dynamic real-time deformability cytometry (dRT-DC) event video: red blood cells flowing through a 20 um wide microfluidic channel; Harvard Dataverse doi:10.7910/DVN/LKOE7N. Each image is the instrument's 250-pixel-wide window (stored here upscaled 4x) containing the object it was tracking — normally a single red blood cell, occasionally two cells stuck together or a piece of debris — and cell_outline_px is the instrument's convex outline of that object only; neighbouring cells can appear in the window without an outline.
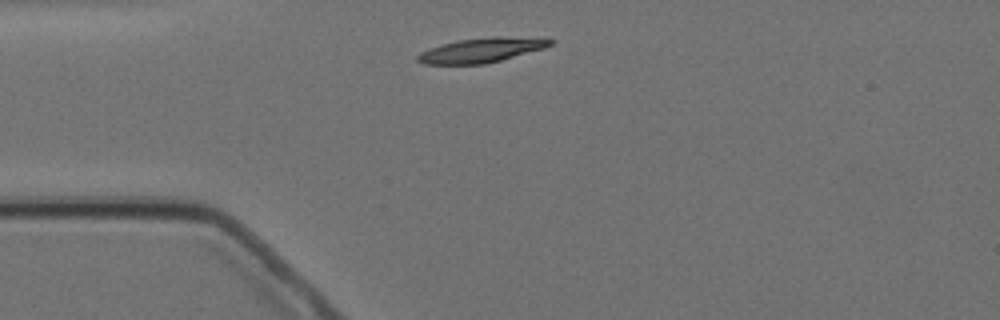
{"species": "Egyptian fruit bat (a non-hibernating species)", "species_latin": "Rousettus aegyptiacus", "temperature_condition": "cold", "stored_images_in_passage": 7, "camera_frame_rate_fps": 3000, "um_per_image_px": 0.085, "animal": {"sex": "female"}, "frame": {"image": 1, "passage_image": 1, "time_ms": 0.0, "image_size_px": [1000, 320], "cell_outline_px": [[556, 40], [552, 44], [544, 48], [500, 60], [484, 64], [424, 64], [416, 60], [416, 56], [420, 52], [428, 48], [460, 40], [496, 36], [540, 36]], "centroid_in_image_um": [41.0, 4.24], "position_along_channel_um": 44.0, "area_um2": 19.19}}
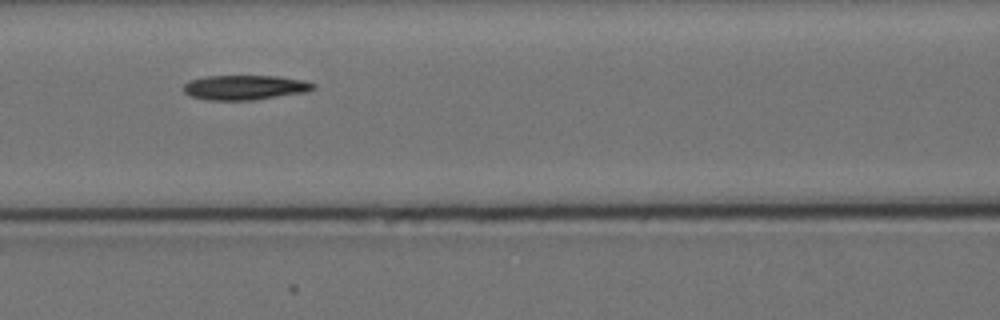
{"frame": {"image": 2, "passage_image": 4, "time_ms": 3.333, "image_size_px": [1000, 320], "cell_outline_px": [[316, 88], [308, 92], [252, 100], [208, 100], [192, 96], [184, 92], [184, 84], [192, 80], [204, 76], [276, 76], [304, 80], [316, 84]], "centroid_in_image_um": [20.87, 7.43], "position_along_channel_um": 145.7, "area_um2": 18.67}}
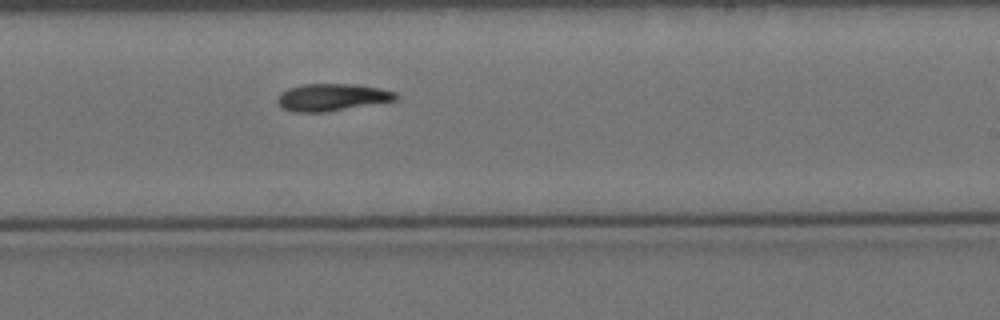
{"frame": {"image": 3, "passage_image": 7, "time_ms": 6.667, "image_size_px": [1000, 320], "cell_outline_px": [[400, 96], [396, 100], [324, 112], [292, 112], [284, 108], [276, 100], [280, 92], [288, 88], [304, 84], [352, 84], [380, 88], [396, 92]], "centroid_in_image_um": [28.21, 8.26], "position_along_channel_um": 260.8, "area_um2": 18.67}}